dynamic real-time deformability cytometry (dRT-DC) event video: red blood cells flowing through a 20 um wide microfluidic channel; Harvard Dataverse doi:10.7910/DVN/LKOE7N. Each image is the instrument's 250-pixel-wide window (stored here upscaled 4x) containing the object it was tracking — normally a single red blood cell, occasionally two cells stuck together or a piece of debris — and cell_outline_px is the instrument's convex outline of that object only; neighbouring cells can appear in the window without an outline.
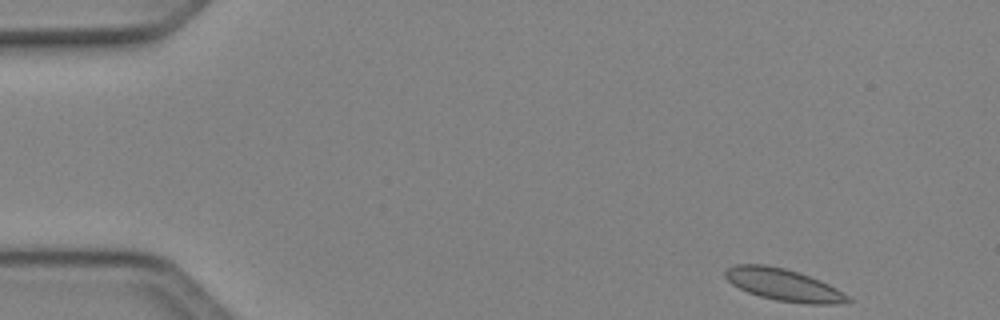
{"species": "Egyptian fruit bat (a non-hibernating species)", "species_latin": "Rousettus aegyptiacus", "temperature_condition": "cold", "stored_images_in_passage": 7, "camera_frame_rate_fps": 3000, "um_per_image_px": 0.085, "animal": {"sex": "female"}, "frame": {"image": 1, "passage_image": 1, "time_ms": 0.0, "image_size_px": [1000, 320], "cell_outline_px": [[852, 300], [836, 304], [808, 304], [776, 300], [760, 296], [748, 292], [732, 284], [724, 276], [724, 272], [728, 268], [736, 264], [764, 264], [784, 268], [800, 272], [820, 280], [836, 288], [848, 296]], "centroid_in_image_um": [66.59, 24.2], "position_along_channel_um": 18.4, "area_um2": 22.77}}